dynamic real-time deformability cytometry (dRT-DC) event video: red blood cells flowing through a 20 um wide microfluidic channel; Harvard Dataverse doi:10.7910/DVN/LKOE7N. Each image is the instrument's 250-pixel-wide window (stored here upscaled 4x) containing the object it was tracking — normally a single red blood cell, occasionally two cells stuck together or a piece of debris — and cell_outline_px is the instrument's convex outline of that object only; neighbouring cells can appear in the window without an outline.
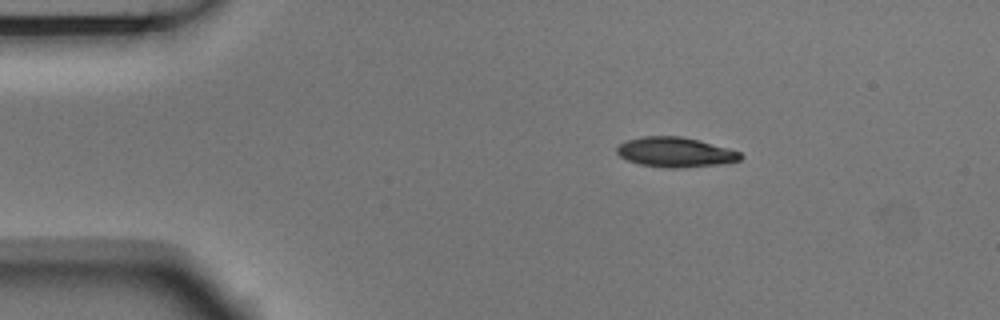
{"species": "Egyptian fruit bat (a non-hibernating species)", "species_latin": "Rousettus aegyptiacus", "temperature_condition": "room temperature", "stored_images_in_passage": 3, "camera_frame_rate_fps": 3000, "um_per_image_px": 0.085, "animal": {"sex": "male"}, "frame": {"image": 1, "passage_image": 1, "time_ms": 0.0, "image_size_px": [1000, 320], "cell_outline_px": [[744, 156], [740, 160], [720, 164], [680, 168], [664, 168], [640, 164], [628, 160], [620, 156], [616, 152], [616, 148], [624, 140], [644, 136], [680, 136], [696, 140], [740, 152]], "centroid_in_image_um": [57.35, 12.94], "position_along_channel_um": 27.6, "area_um2": 21.33}}
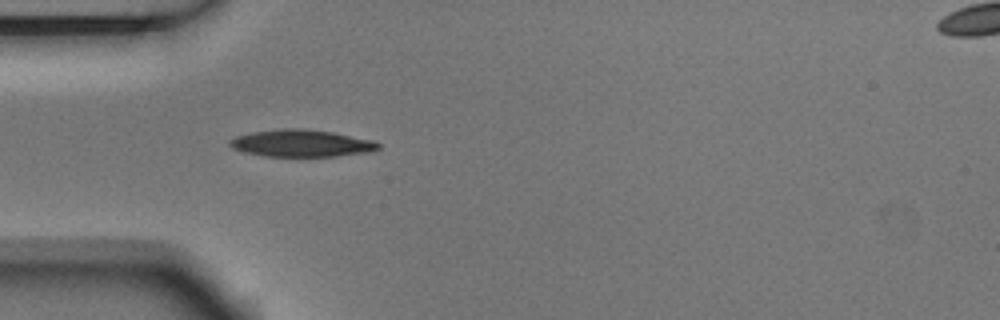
{"frame": {"image": 2, "passage_image": 3, "time_ms": 0.667, "image_size_px": [1000, 320], "cell_outline_px": [[380, 148], [372, 152], [336, 156], [264, 156], [244, 152], [232, 148], [228, 144], [228, 140], [236, 136], [252, 132], [284, 128], [300, 128], [332, 132], [372, 140], [380, 144]], "centroid_in_image_um": [25.61, 12.18], "position_along_channel_um": 59.4, "area_um2": 23.47}}